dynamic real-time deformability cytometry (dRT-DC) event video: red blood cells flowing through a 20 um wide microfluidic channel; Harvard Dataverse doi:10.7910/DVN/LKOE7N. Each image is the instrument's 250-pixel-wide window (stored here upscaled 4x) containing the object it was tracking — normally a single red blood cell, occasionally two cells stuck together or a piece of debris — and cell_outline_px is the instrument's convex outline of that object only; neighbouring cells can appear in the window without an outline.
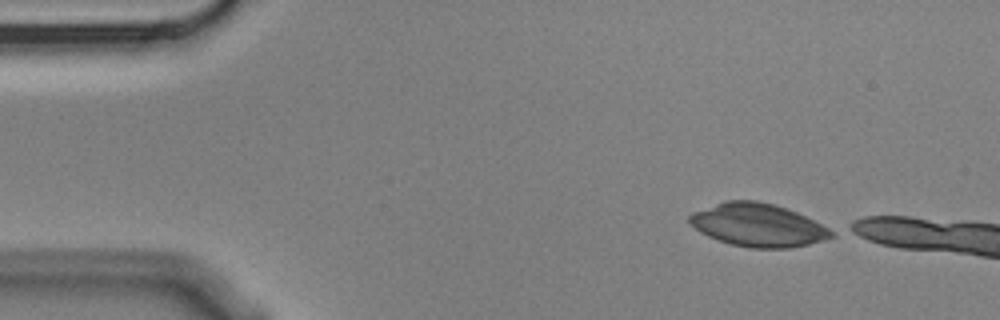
{"species": "Egyptian fruit bat (a non-hibernating species)", "species_latin": "Rousettus aegyptiacus", "temperature_condition": "cold", "stored_images_in_passage": 4, "camera_frame_rate_fps": 3000, "um_per_image_px": 0.085, "animal": {"sex": "male"}, "frame": {"image": 1, "passage_image": 1, "time_ms": 0.0, "image_size_px": [1000, 320], "cell_outline_px": [[836, 236], [824, 240], [808, 244], [788, 248], [752, 248], [732, 244], [708, 236], [700, 232], [688, 220], [688, 216], [692, 212], [724, 200], [756, 200], [776, 204], [796, 212], [836, 232]], "centroid_in_image_um": [64.42, 19.12], "position_along_channel_um": 20.6, "area_um2": 35.49}}